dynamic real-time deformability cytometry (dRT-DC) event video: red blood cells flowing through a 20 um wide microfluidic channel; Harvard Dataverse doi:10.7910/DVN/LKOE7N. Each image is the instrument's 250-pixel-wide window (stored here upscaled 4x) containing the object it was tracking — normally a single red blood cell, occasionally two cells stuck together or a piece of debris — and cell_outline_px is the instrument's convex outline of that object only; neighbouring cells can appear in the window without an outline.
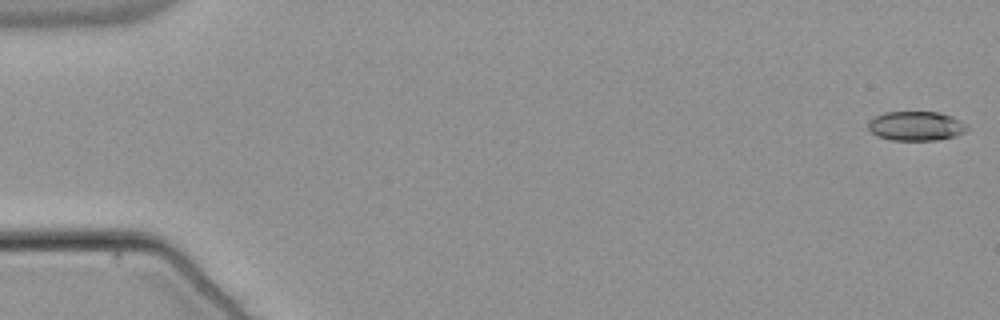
{"species": "common noctule bat (a hibernating species)", "species_latin": "Nyctalus noctula", "temperature_condition": "warm", "stored_images_in_passage": 55, "camera_frame_rate_fps": 3000, "um_per_image_px": 0.085, "animal": {"sex": "male", "body_mass_g": 21.5, "forearm_length_mm": 52.0}, "frame": {"image": 1, "passage_image": 1, "time_ms": 0.0, "image_size_px": [1000, 320], "cell_outline_px": [[968, 128], [964, 132], [956, 136], [936, 140], [892, 140], [876, 136], [868, 128], [868, 120], [872, 116], [884, 112], [940, 112], [952, 116], [968, 124]], "centroid_in_image_um": [77.85, 10.7], "position_along_channel_um": 7.2, "area_um2": 17.17}}
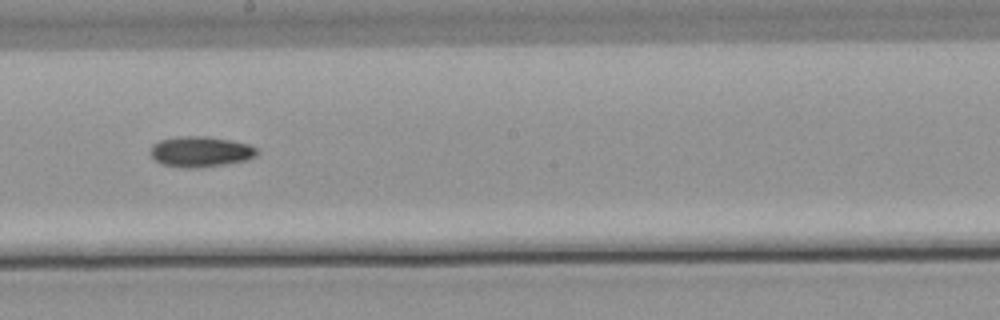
{"frame": {"image": 2, "passage_image": 31, "time_ms": 10.0, "image_size_px": [1000, 320], "cell_outline_px": [[260, 152], [256, 156], [248, 160], [224, 164], [164, 164], [156, 160], [152, 156], [152, 144], [160, 140], [176, 136], [208, 136], [248, 144], [256, 148]], "centroid_in_image_um": [17.12, 12.82], "position_along_channel_um": 231.1, "area_um2": 17.86}}
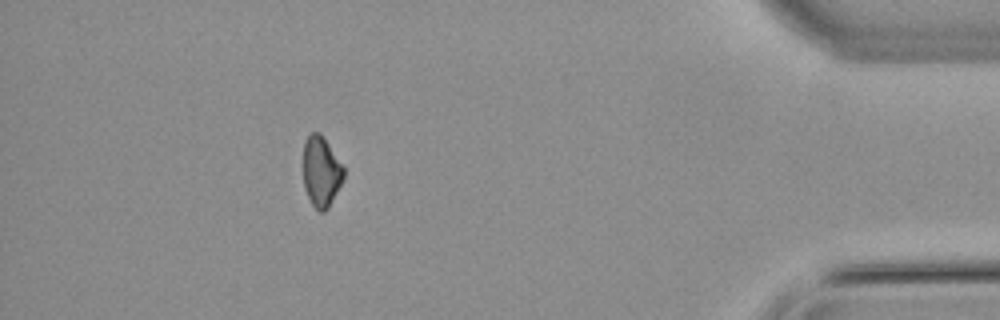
{"frame": {"image": 3, "passage_image": 49, "time_ms": 16.0, "image_size_px": [1000, 320], "cell_outline_px": [[344, 176], [328, 208], [324, 212], [320, 212], [312, 204], [304, 188], [304, 140], [312, 132], [320, 132], [344, 168]], "centroid_in_image_um": [27.29, 14.58], "position_along_channel_um": 407.9, "area_um2": 16.24}}